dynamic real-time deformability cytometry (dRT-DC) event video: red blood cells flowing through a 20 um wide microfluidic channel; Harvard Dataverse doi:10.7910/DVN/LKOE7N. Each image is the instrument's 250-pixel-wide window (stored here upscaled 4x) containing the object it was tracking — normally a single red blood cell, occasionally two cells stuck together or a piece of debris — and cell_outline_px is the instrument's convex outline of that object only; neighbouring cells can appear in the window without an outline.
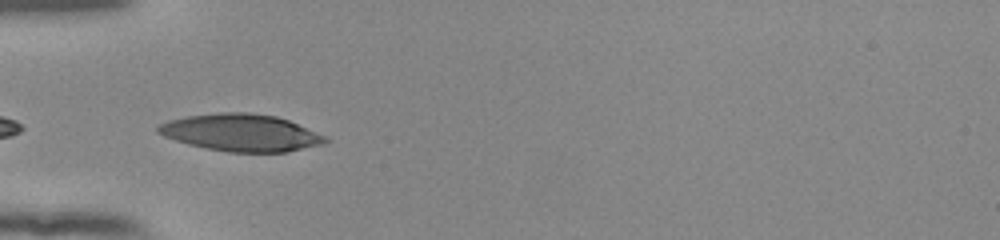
{"species": "human", "species_latin": "Homo sapiens", "temperature_condition": "room temperature", "stored_images_in_passage": 36, "camera_frame_rate_fps": 3000, "um_per_image_px": 0.085, "donor": {"sex": "female"}, "frame": {"image": 1, "passage_image": 1, "time_ms": 0.0, "image_size_px": [1000, 240], "cell_outline_px": [[328, 140], [324, 144], [288, 152], [228, 152], [188, 144], [164, 136], [156, 132], [156, 128], [160, 124], [168, 120], [188, 116], [220, 112], [248, 112], [276, 116], [288, 120], [324, 136]], "centroid_in_image_um": [20.47, 11.28], "position_along_channel_um": 64.5, "area_um2": 35.95}}
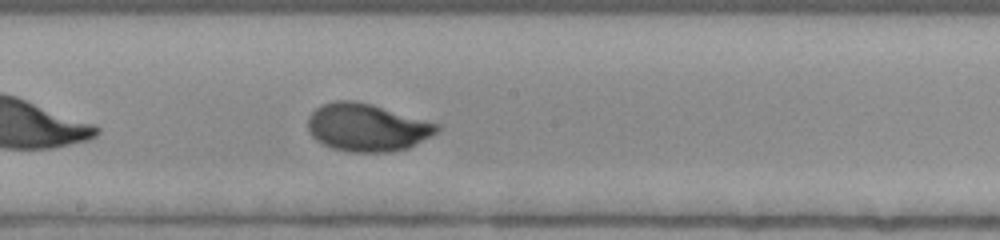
{"frame": {"image": 2, "passage_image": 13, "time_ms": 4.0, "image_size_px": [1000, 240], "cell_outline_px": [[440, 128], [436, 132], [408, 148], [388, 152], [348, 152], [332, 148], [316, 140], [308, 132], [308, 116], [316, 108], [332, 100], [352, 100], [372, 104], [440, 124]], "centroid_in_image_um": [31.16, 10.83], "position_along_channel_um": 217.0, "area_um2": 35.84}}
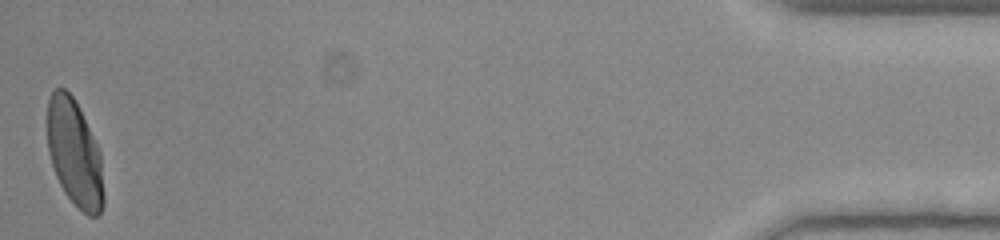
{"frame": {"image": 3, "passage_image": 36, "time_ms": 11.667, "image_size_px": [1000, 240], "cell_outline_px": [[104, 204], [100, 216], [88, 216], [64, 192], [56, 176], [48, 152], [48, 100], [52, 92], [56, 88], [64, 88], [72, 96], [100, 152], [104, 196]], "centroid_in_image_um": [6.34, 13.07], "position_along_channel_um": 428.9, "area_um2": 34.39}, "authors_computed_cell_mechanics": {"area_um2": 35.1135, "velocity_mm_per_s": 3.8801, "shape_relaxation_time_tau1_ms": 2.5367, "shape_relaxation_time_tau2_ms": null, "deformation_change_tau1": 0.1722, "deformation_change_tau2": null}}